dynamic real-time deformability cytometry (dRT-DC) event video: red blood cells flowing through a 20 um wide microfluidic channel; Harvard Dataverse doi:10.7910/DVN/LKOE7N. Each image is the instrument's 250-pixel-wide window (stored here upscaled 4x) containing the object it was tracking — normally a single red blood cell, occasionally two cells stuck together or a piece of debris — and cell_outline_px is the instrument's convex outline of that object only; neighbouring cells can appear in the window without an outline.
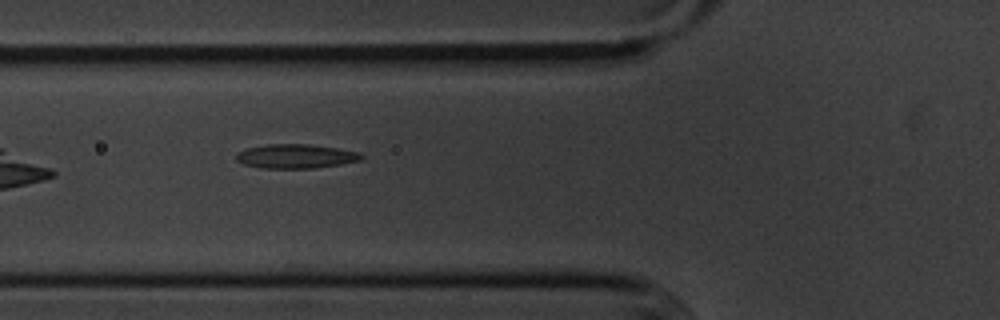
{"species": "common noctule bat (a hibernating species)", "species_latin": "Nyctalus noctula", "temperature_condition": "cold", "stored_images_in_passage": 5, "camera_frame_rate_fps": 3000, "um_per_image_px": 0.085, "animal": {"sex": "male", "body_mass_g": 20.1, "forearm_length_mm": 53.5}, "frame": {"image": 1, "passage_image": 3, "time_ms": 2.333, "image_size_px": [1000, 320], "cell_outline_px": [[364, 156], [360, 160], [340, 164], [312, 168], [264, 168], [244, 164], [236, 160], [236, 152], [244, 148], [268, 144], [308, 144], [340, 148], [360, 152]], "centroid_in_image_um": [25.13, 13.27], "position_along_channel_um": 100.7, "area_um2": 17.69}}
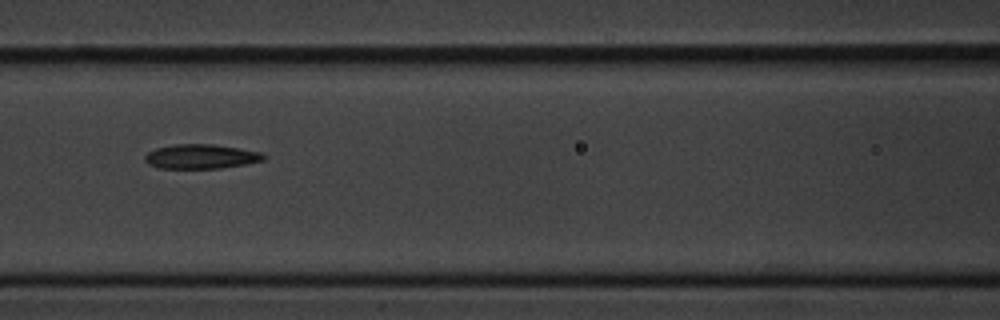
{"frame": {"image": 2, "passage_image": 4, "time_ms": 3.667, "image_size_px": [1000, 320], "cell_outline_px": [[268, 156], [264, 160], [244, 164], [220, 168], [160, 168], [148, 164], [144, 160], [144, 156], [148, 152], [156, 148], [176, 144], [212, 144], [260, 152]], "centroid_in_image_um": [17.06, 13.3], "position_along_channel_um": 149.5, "area_um2": 16.76}}
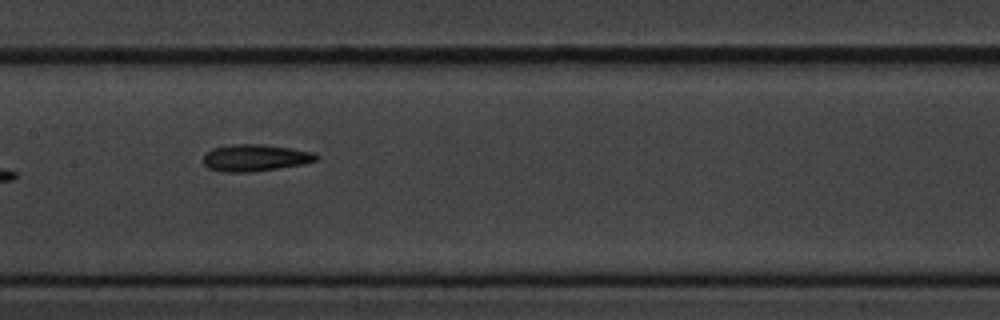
{"frame": {"image": 3, "passage_image": 5, "time_ms": 4.667, "image_size_px": [1000, 320], "cell_outline_px": [[320, 156], [316, 160], [304, 164], [248, 172], [220, 172], [208, 168], [204, 164], [204, 156], [212, 148], [228, 144], [264, 144], [292, 148], [312, 152]], "centroid_in_image_um": [21.68, 13.4], "position_along_channel_um": 185.7, "area_um2": 17.69}}